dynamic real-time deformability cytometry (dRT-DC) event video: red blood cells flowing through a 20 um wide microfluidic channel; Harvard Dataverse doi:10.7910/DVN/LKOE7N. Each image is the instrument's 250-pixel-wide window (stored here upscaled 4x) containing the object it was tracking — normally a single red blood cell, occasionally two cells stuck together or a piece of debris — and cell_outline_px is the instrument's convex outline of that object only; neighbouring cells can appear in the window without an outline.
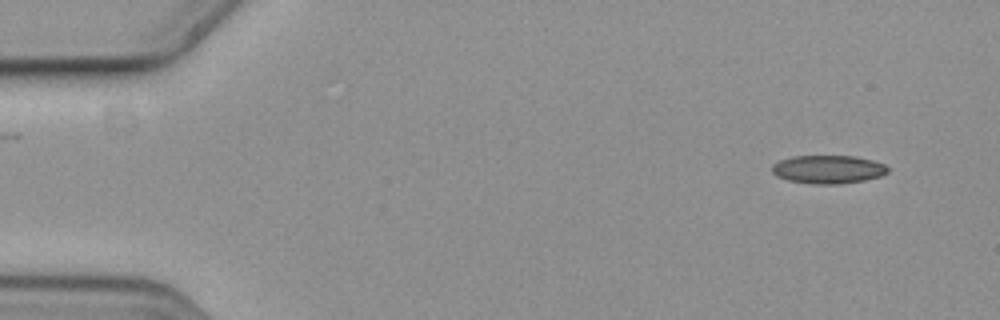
{"species": "common noctule bat (a hibernating species)", "species_latin": "Nyctalus noctula", "temperature_condition": "cold", "stored_images_in_passage": 53, "camera_frame_rate_fps": 3000, "um_per_image_px": 0.085, "animal": {"sex": "female", "body_mass_g": 19.3, "forearm_length_mm": 54.1}, "frame": {"image": 1, "passage_image": 1, "time_ms": 0.0, "image_size_px": [1000, 320], "cell_outline_px": [[888, 172], [880, 176], [864, 180], [836, 184], [816, 184], [788, 180], [776, 176], [772, 172], [772, 164], [780, 160], [792, 156], [856, 156], [872, 160], [884, 164], [888, 168]], "centroid_in_image_um": [70.37, 14.39], "position_along_channel_um": 14.6, "area_um2": 19.02}}
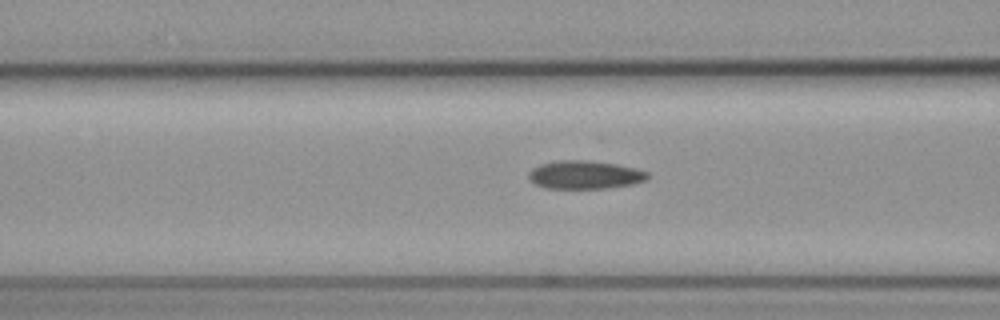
{"frame": {"image": 2, "passage_image": 19, "time_ms": 6.0, "image_size_px": [1000, 320], "cell_outline_px": [[648, 180], [632, 184], [608, 188], [544, 188], [532, 184], [528, 176], [528, 172], [532, 168], [540, 164], [556, 160], [588, 160], [616, 164], [636, 168], [648, 172]], "centroid_in_image_um": [49.68, 14.86], "position_along_channel_um": 116.9, "area_um2": 19.83}}
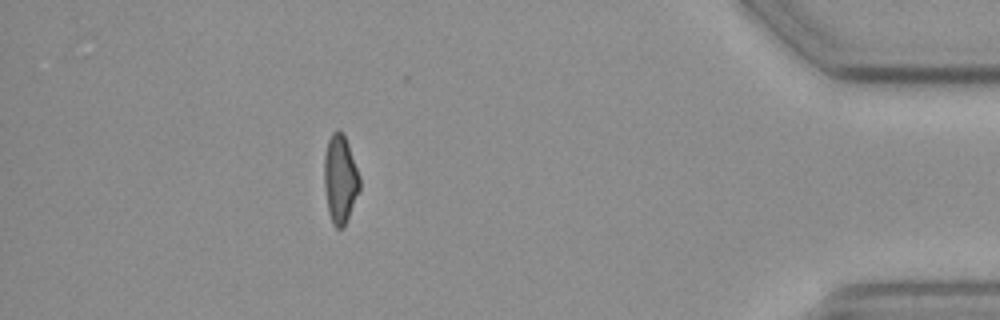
{"frame": {"image": 3, "passage_image": 47, "time_ms": 15.333, "image_size_px": [1000, 320], "cell_outline_px": [[360, 188], [344, 228], [336, 228], [332, 224], [328, 212], [324, 184], [324, 156], [328, 140], [332, 132], [336, 128], [340, 128], [344, 132], [360, 176]], "centroid_in_image_um": [28.91, 15.18], "position_along_channel_um": 406.3, "area_um2": 18.55}}